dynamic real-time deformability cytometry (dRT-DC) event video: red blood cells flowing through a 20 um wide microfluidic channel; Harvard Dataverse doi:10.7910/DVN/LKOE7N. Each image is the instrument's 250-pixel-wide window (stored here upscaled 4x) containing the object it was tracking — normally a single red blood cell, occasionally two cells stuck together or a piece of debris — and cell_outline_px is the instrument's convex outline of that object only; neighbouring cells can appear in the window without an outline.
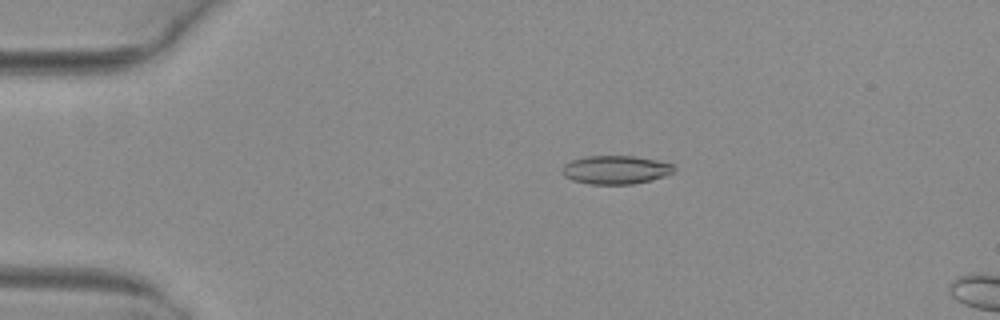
{"species": "common noctule bat (a hibernating species)", "species_latin": "Nyctalus noctula", "temperature_condition": "warm", "stored_images_in_passage": 5, "camera_frame_rate_fps": 3000, "um_per_image_px": 0.085, "animal": {"sex": "female", "body_mass_g": 29.2, "forearm_length_mm": 56.3}, "frame": {"image": 1, "passage_image": 3, "time_ms": 0.667, "image_size_px": [1000, 320], "cell_outline_px": [[676, 168], [672, 172], [664, 176], [652, 180], [632, 184], [588, 184], [572, 180], [564, 176], [560, 172], [560, 168], [564, 164], [572, 160], [588, 156], [636, 156], [656, 160], [672, 164]], "centroid_in_image_um": [52.29, 14.43], "position_along_channel_um": 32.7, "area_um2": 18.67}}